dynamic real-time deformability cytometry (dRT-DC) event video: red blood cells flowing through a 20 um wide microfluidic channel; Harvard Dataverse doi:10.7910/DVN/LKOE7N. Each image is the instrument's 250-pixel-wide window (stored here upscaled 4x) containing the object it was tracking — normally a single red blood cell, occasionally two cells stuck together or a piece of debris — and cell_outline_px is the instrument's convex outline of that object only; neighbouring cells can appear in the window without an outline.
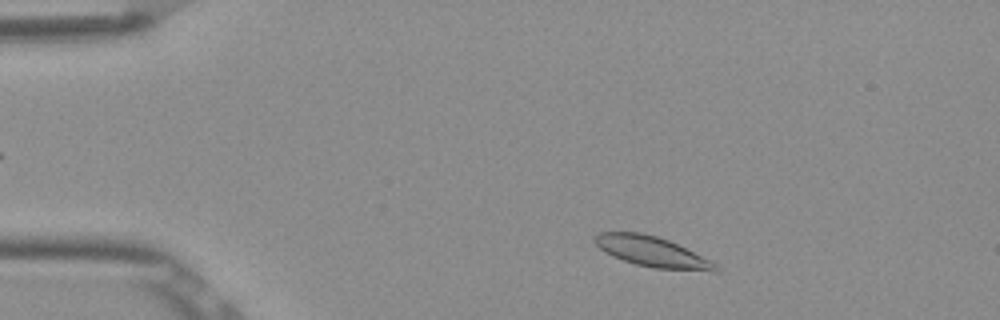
{"species": "Egyptian fruit bat (a non-hibernating species)", "species_latin": "Rousettus aegyptiacus", "temperature_condition": "room temperature", "stored_images_in_passage": 5, "camera_frame_rate_fps": 3000, "um_per_image_px": 0.085, "frame": {"image": 1, "passage_image": 1, "time_ms": 0.0, "image_size_px": [1000, 320], "cell_outline_px": [[720, 272], [712, 272], [652, 268], [636, 264], [612, 256], [604, 252], [596, 244], [592, 236], [600, 232], [640, 232], [656, 236], [668, 240], [716, 264], [720, 268]], "centroid_in_image_um": [55.4, 21.41], "position_along_channel_um": 29.6, "area_um2": 21.21}}
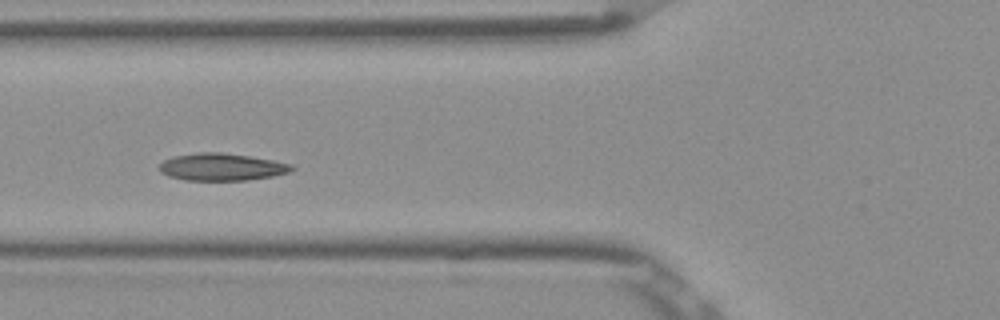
{"frame": {"image": 2, "passage_image": 4, "time_ms": 1.0, "image_size_px": [1000, 320], "cell_outline_px": [[296, 168], [288, 172], [272, 176], [248, 180], [184, 180], [168, 176], [160, 172], [160, 164], [164, 160], [172, 156], [200, 152], [224, 152], [272, 160], [292, 164]], "centroid_in_image_um": [18.83, 14.19], "position_along_channel_um": 107.0, "area_um2": 21.04}}
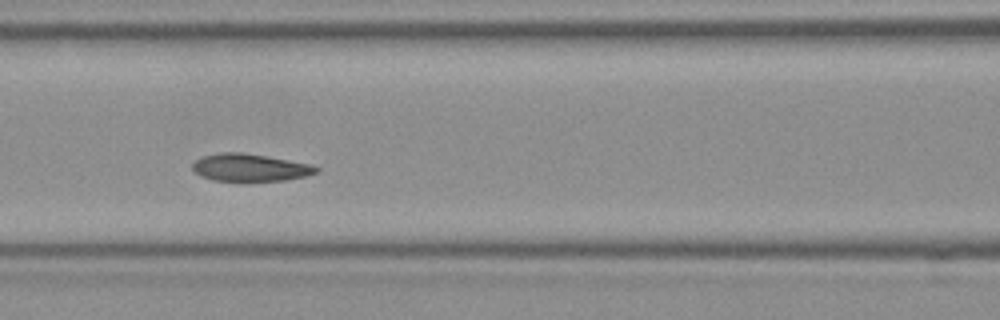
{"frame": {"image": 3, "passage_image": 5, "time_ms": 1.333, "image_size_px": [1000, 320], "cell_outline_px": [[320, 168], [316, 172], [304, 176], [284, 180], [240, 184], [212, 180], [200, 176], [192, 172], [192, 164], [200, 156], [220, 152], [244, 152], [312, 164]], "centroid_in_image_um": [21.17, 14.28], "position_along_channel_um": 145.4, "area_um2": 20.81}}